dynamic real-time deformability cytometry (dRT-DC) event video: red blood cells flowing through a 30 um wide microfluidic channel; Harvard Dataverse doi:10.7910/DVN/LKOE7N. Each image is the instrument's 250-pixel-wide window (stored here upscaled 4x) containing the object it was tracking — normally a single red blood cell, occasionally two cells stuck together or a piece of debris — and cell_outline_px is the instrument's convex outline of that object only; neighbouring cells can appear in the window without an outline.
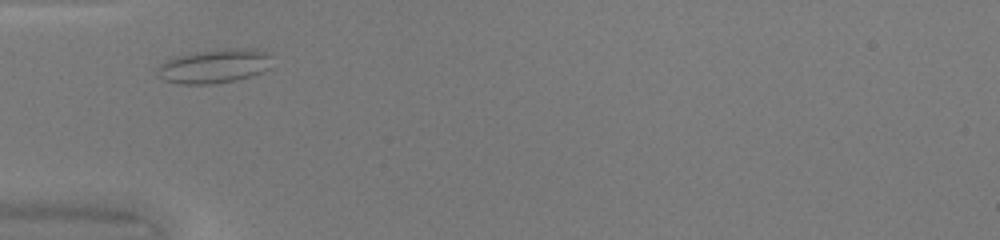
{"species": "common noctule bat (a hibernating species)", "species_latin": "Nyctalus noctula", "temperature_condition": "warm", "stored_images_in_passage": 29, "camera_frame_rate_fps": 3000, "um_per_image_px": 0.085, "animal": {"sex": "female", "body_mass_g": 20.0, "forearm_length_mm": 54.0}, "frame": {"image": 1, "passage_image": 4, "time_ms": 1.0, "image_size_px": [1000, 240], "cell_outline_px": [[272, 56], [268, 68], [252, 76], [236, 80], [212, 84], [180, 84], [164, 80], [156, 76], [156, 68], [164, 60], [172, 56], [196, 52], [224, 48], [256, 48]], "centroid_in_image_um": [18.16, 5.61], "position_along_channel_um": 66.8, "area_um2": 23.12}}
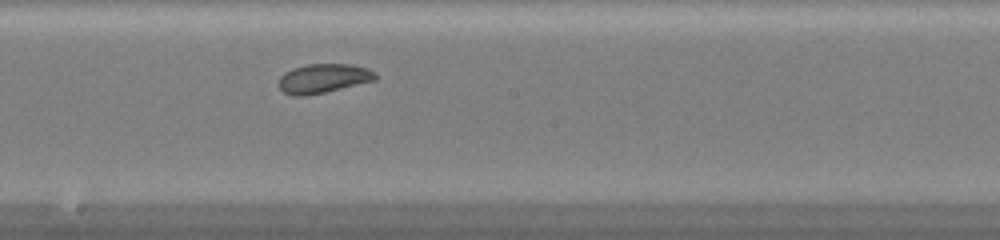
{"frame": {"image": 2, "passage_image": 15, "time_ms": 4.667, "image_size_px": [1000, 240], "cell_outline_px": [[376, 80], [324, 92], [300, 96], [292, 96], [284, 92], [280, 88], [280, 76], [284, 72], [292, 68], [308, 64], [352, 64], [368, 68], [376, 72]], "centroid_in_image_um": [27.49, 6.65], "position_along_channel_um": 220.7, "area_um2": 16.36}}
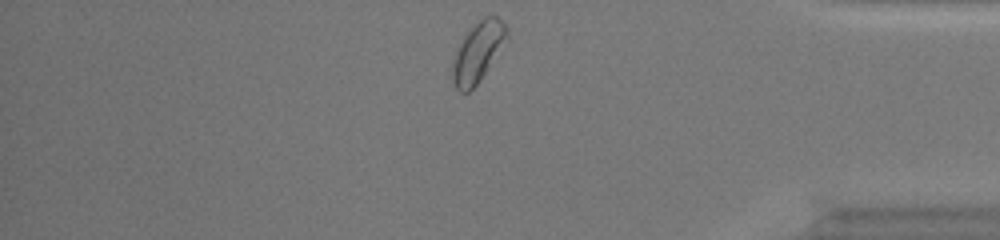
{"frame": {"image": 3, "passage_image": 29, "time_ms": 9.333, "image_size_px": [1000, 240], "cell_outline_px": [[508, 36], [480, 80], [468, 92], [460, 92], [452, 84], [452, 60], [456, 48], [472, 24], [484, 16], [496, 16], [508, 28]], "centroid_in_image_um": [40.57, 4.4], "position_along_channel_um": 394.6, "area_um2": 18.84}, "authors_computed_cell_mechanics": {"area_um2": 16.9932, "velocity_mm_per_s": 4.2399, "shape_relaxation_time_tau1_ms": null, "shape_relaxation_time_tau2_ms": 1.289, "deformation_change_tau1": null, "deformation_change_tau2": 0.0645}}